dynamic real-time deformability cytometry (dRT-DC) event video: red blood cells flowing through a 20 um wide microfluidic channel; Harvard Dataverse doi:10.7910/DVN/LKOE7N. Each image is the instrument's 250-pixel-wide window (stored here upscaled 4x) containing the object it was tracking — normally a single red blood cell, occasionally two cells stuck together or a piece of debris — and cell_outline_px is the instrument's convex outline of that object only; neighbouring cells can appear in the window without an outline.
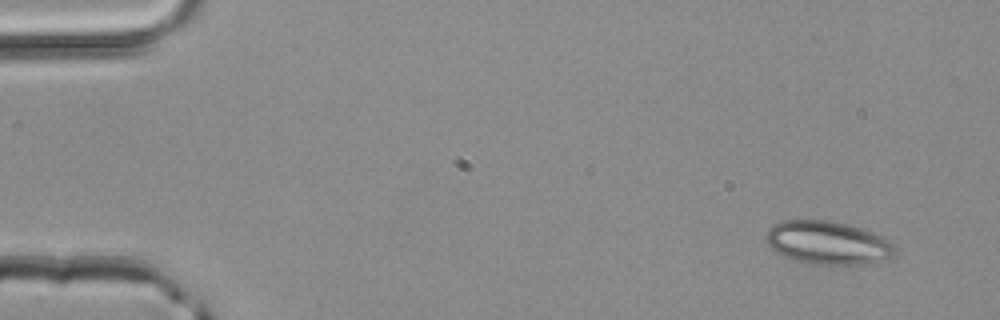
{"species": "common noctule bat (a hibernating species)", "species_latin": "Nyctalus noctula", "temperature_condition": "room temperature", "stored_images_in_passage": 3, "camera_frame_rate_fps": 3000, "um_per_image_px": 0.085, "animal": {"sex": "male", "body_mass_g": 20.4}, "frame": {"image": 1, "passage_image": 1, "time_ms": 0.0, "image_size_px": [1000, 320], "cell_outline_px": [[896, 252], [892, 256], [884, 260], [864, 264], [820, 264], [800, 260], [784, 256], [776, 252], [764, 240], [764, 236], [768, 228], [772, 224], [780, 220], [828, 220], [848, 224], [884, 236], [896, 248]], "centroid_in_image_um": [70.35, 20.61], "position_along_channel_um": 14.7, "area_um2": 32.48}}